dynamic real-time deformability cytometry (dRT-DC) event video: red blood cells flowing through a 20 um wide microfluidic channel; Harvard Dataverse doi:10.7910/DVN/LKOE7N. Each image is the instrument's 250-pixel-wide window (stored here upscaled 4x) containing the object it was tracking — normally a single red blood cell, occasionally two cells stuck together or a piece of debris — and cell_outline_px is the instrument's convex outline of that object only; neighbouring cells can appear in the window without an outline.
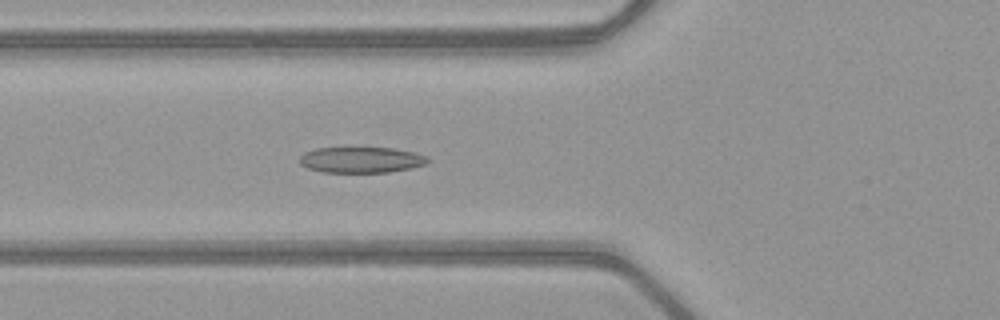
{"species": "common noctule bat (a hibernating species)", "species_latin": "Nyctalus noctula", "temperature_condition": "warm", "stored_images_in_passage": 39, "camera_frame_rate_fps": 3000, "um_per_image_px": 0.085, "animal": {"sex": "female", "body_mass_g": 21.9}, "frame": {"image": 1, "passage_image": 6, "time_ms": 1.667, "image_size_px": [1000, 320], "cell_outline_px": [[432, 160], [428, 164], [412, 168], [388, 172], [320, 172], [308, 168], [300, 164], [300, 156], [304, 152], [316, 148], [392, 148], [412, 152], [428, 156]], "centroid_in_image_um": [30.74, 13.59], "position_along_channel_um": 95.1, "area_um2": 19.42}}
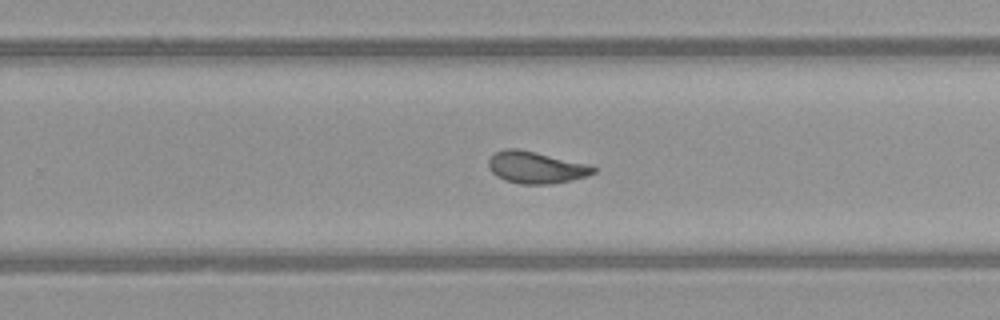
{"frame": {"image": 2, "passage_image": 20, "time_ms": 6.333, "image_size_px": [1000, 320], "cell_outline_px": [[596, 172], [588, 176], [572, 180], [552, 184], [520, 184], [504, 180], [496, 176], [488, 168], [488, 160], [496, 152], [504, 148], [516, 148], [592, 164], [596, 168]], "centroid_in_image_um": [45.59, 14.23], "position_along_channel_um": 284.2, "area_um2": 19.77}}
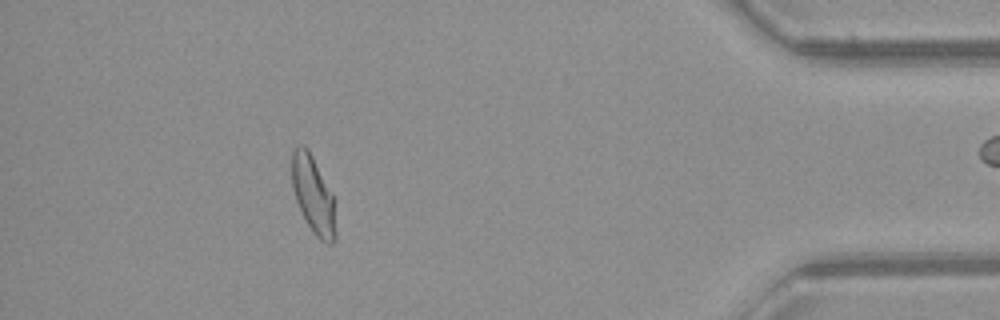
{"frame": {"image": 3, "passage_image": 33, "time_ms": 10.667, "image_size_px": [1000, 320], "cell_outline_px": [[336, 240], [332, 244], [328, 244], [320, 240], [316, 236], [308, 224], [296, 200], [292, 188], [292, 152], [300, 144], [304, 144], [308, 148], [332, 196], [336, 232]], "centroid_in_image_um": [26.61, 16.58], "position_along_channel_um": 408.6, "area_um2": 19.25}, "authors_computed_cell_mechanics": {"area_um2": 19.5942, "velocity_mm_per_s": 4.0382, "shape_relaxation_time_tau1_ms": 5.7264, "shape_relaxation_time_tau2_ms": 0.9945, "deformation_change_tau1": 0.1891, "deformation_change_tau2": 0.0747}}